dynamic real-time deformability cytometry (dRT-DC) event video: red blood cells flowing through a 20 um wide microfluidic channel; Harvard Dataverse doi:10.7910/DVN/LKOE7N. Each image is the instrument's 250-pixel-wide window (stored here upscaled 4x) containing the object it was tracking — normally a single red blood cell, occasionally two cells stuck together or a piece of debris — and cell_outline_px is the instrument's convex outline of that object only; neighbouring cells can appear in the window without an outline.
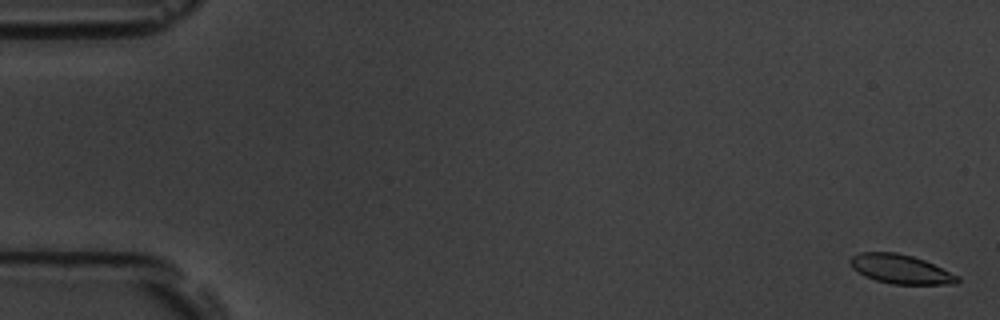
{"species": "common noctule bat (a hibernating species)", "species_latin": "Nyctalus noctula", "temperature_condition": "room temperature", "stored_images_in_passage": 6, "camera_frame_rate_fps": 3000, "um_per_image_px": 0.085, "animal": {"sex": "male", "body_mass_g": 19.5, "forearm_length_mm": 54.6}, "frame": {"image": 1, "passage_image": 1, "time_ms": 0.0, "image_size_px": [1000, 320], "cell_outline_px": [[960, 280], [956, 284], [892, 284], [876, 280], [864, 276], [856, 272], [852, 268], [848, 260], [852, 256], [860, 252], [896, 252], [912, 256], [924, 260], [960, 276]], "centroid_in_image_um": [76.53, 22.87], "position_along_channel_um": 8.5, "area_um2": 18.32}}
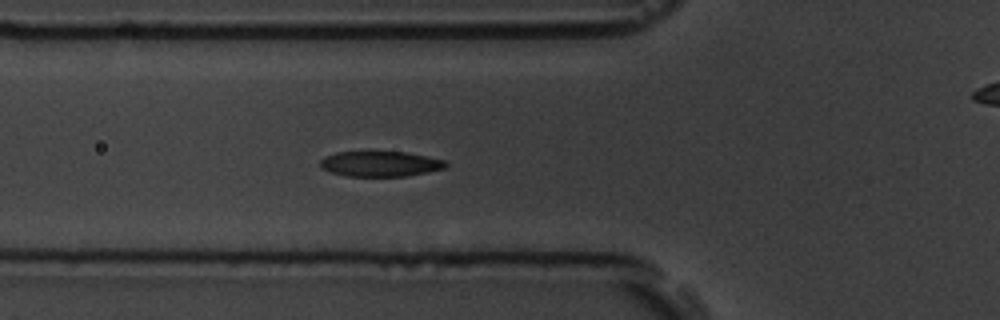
{"frame": {"image": 2, "passage_image": 6, "time_ms": 6.667, "image_size_px": [1000, 320], "cell_outline_px": [[448, 164], [444, 168], [428, 172], [408, 176], [348, 176], [328, 172], [320, 168], [320, 160], [324, 156], [336, 152], [372, 148], [408, 152], [428, 156], [444, 160]], "centroid_in_image_um": [32.26, 13.87], "position_along_channel_um": 93.5, "area_um2": 19.71}}